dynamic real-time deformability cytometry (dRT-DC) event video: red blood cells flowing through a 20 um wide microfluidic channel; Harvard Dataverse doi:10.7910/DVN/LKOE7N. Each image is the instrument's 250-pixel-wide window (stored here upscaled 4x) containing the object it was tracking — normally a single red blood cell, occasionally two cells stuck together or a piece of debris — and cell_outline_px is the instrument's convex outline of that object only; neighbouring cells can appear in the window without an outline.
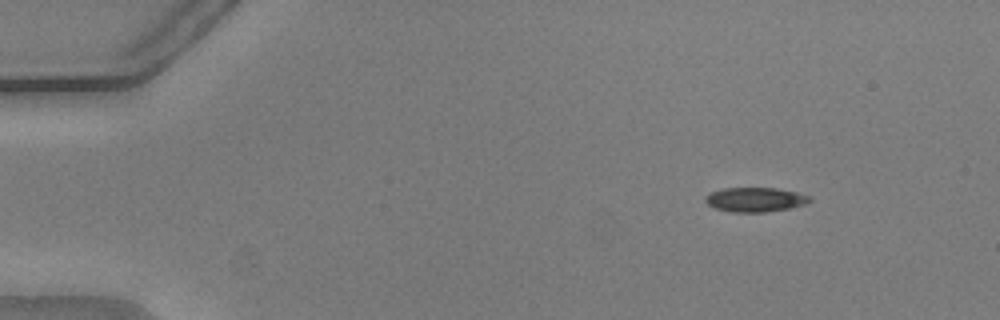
{"species": "common noctule bat (a hibernating species)", "species_latin": "Nyctalus noctula", "temperature_condition": "warm", "stored_images_in_passage": 55, "camera_frame_rate_fps": 3000, "um_per_image_px": 0.085, "animal": {"sex": "male", "body_mass_g": 20.5, "forearm_length_mm": 52.5}, "frame": {"image": 1, "passage_image": 8, "time_ms": 2.333, "image_size_px": [1000, 320], "cell_outline_px": [[812, 200], [808, 204], [792, 208], [764, 212], [732, 212], [716, 208], [708, 204], [704, 200], [704, 196], [712, 192], [724, 188], [776, 188], [796, 192], [812, 196]], "centroid_in_image_um": [64.25, 16.97], "position_along_channel_um": 20.8, "area_um2": 14.97}}
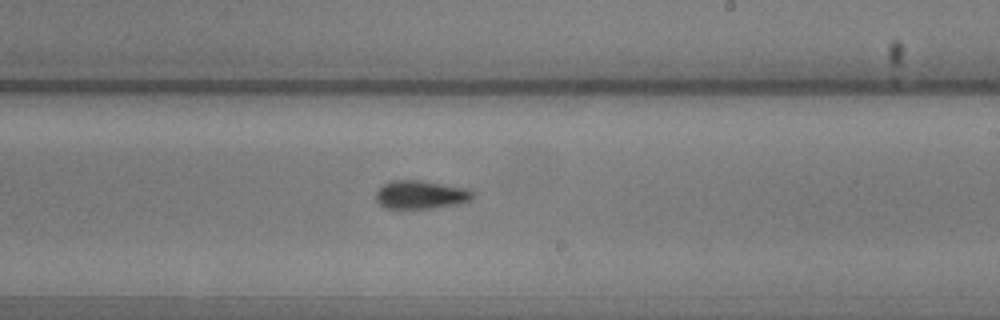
{"frame": {"image": 2, "passage_image": 34, "time_ms": 11.0, "image_size_px": [1000, 320], "cell_outline_px": [[472, 196], [468, 200], [460, 204], [428, 208], [388, 208], [380, 204], [376, 200], [376, 192], [384, 184], [392, 180], [420, 180], [468, 188], [472, 192]], "centroid_in_image_um": [35.75, 16.54], "position_along_channel_um": 253.2, "area_um2": 15.78}}
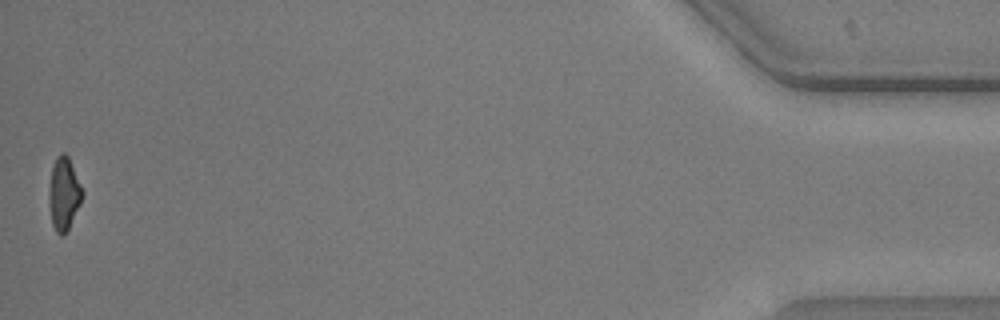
{"frame": {"image": 3, "passage_image": 55, "time_ms": 18.0, "image_size_px": [1000, 320], "cell_outline_px": [[84, 192], [80, 204], [68, 228], [60, 236], [56, 232], [52, 224], [48, 196], [48, 188], [52, 168], [56, 156], [60, 152], [64, 152], [68, 156]], "centroid_in_image_um": [5.41, 16.43], "position_along_channel_um": 429.8, "area_um2": 14.05}, "authors_computed_cell_mechanics": {"area_um2": 15.317, "velocity_mm_per_s": 3.7853, "shape_relaxation_time_tau1_ms": 6.1281, "shape_relaxation_time_tau2_ms": 5.2617, "deformation_change_tau1": 0.1588, "deformation_change_tau2": 0.1143}}